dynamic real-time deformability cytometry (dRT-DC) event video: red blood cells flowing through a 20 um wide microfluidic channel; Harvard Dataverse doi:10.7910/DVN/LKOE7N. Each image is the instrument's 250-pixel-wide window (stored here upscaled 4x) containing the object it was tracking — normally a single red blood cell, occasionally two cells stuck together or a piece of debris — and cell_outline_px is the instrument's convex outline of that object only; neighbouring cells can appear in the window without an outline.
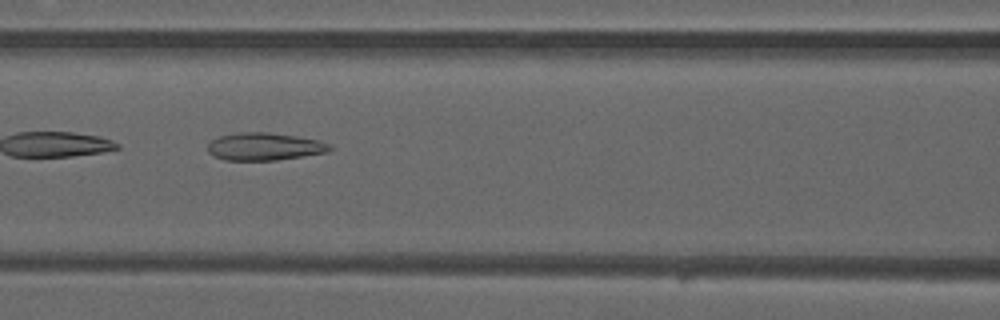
{"species": "common noctule bat (a hibernating species)", "species_latin": "Nyctalus noctula", "temperature_condition": "warm", "stored_images_in_passage": 8, "segment_of_instrument_passage": [1, 2], "camera_frame_rate_fps": 3000, "um_per_image_px": 0.085, "animal": {"sex": "male", "forearm_length_mm": 52.5}, "frame": {"image": 1, "passage_image": 6, "time_ms": 1.667, "image_size_px": [1000, 320], "cell_outline_px": [[332, 148], [328, 152], [276, 160], [224, 160], [212, 156], [208, 152], [208, 144], [212, 140], [220, 136], [240, 132], [268, 132], [296, 136], [320, 140], [332, 144]], "centroid_in_image_um": [22.49, 12.46], "position_along_channel_um": 144.1, "area_um2": 19.71}}
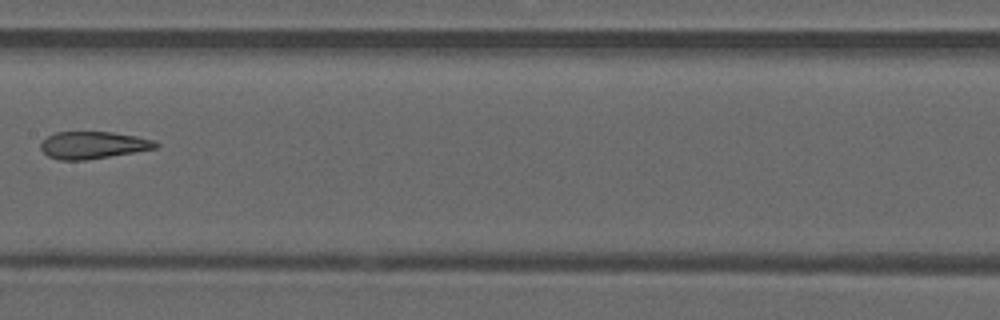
{"frame": {"image": 2, "passage_image": 7, "time_ms": 2.0, "image_size_px": [1000, 320], "cell_outline_px": [[160, 144], [156, 148], [88, 160], [60, 160], [48, 156], [40, 148], [40, 140], [56, 132], [112, 132], [136, 136], [152, 140]], "centroid_in_image_um": [7.87, 12.33], "position_along_channel_um": 199.5, "area_um2": 18.21}}